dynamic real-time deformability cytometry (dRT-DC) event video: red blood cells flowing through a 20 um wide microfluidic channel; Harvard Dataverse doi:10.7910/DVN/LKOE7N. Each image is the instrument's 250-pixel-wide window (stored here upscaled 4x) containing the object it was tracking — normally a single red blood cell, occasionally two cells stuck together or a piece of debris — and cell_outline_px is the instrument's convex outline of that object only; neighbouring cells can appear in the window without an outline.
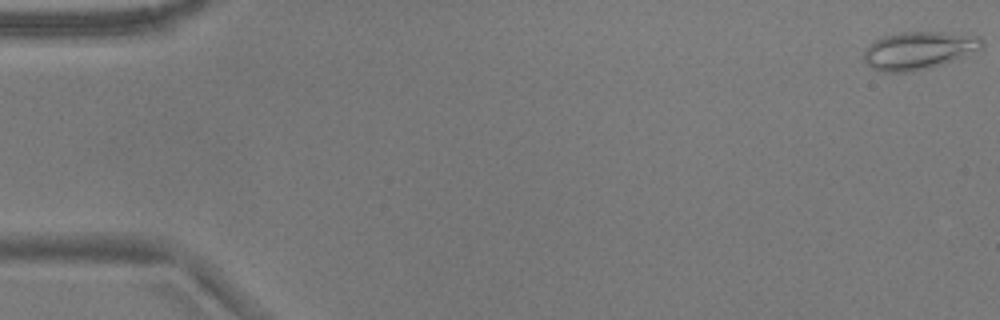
{"species": "common noctule bat (a hibernating species)", "species_latin": "Nyctalus noctula", "temperature_condition": "warm", "stored_images_in_passage": 8, "camera_frame_rate_fps": 3000, "um_per_image_px": 0.085, "animal": {"sex": "male", "body_mass_g": 17.9}, "frame": {"image": 1, "passage_image": 1, "time_ms": 0.0, "image_size_px": [1000, 320], "cell_outline_px": [[984, 44], [980, 48], [944, 64], [928, 68], [908, 72], [884, 72], [872, 68], [864, 60], [864, 48], [872, 40], [884, 36], [900, 32], [944, 32], [980, 36], [984, 40]], "centroid_in_image_um": [78.05, 4.27], "position_along_channel_um": 6.9, "area_um2": 26.01}}